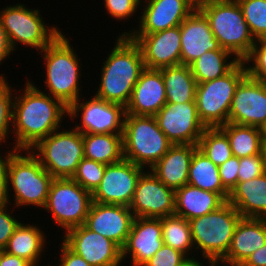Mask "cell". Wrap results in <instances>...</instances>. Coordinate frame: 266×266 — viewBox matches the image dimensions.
I'll return each mask as SVG.
<instances>
[{"mask_svg":"<svg viewBox=\"0 0 266 266\" xmlns=\"http://www.w3.org/2000/svg\"><path fill=\"white\" fill-rule=\"evenodd\" d=\"M26 79L24 89L19 90L21 94L15 91L13 97V150L31 149L53 131L63 128V119L68 116V107Z\"/></svg>","mask_w":266,"mask_h":266,"instance_id":"6da1fadb","label":"cell"},{"mask_svg":"<svg viewBox=\"0 0 266 266\" xmlns=\"http://www.w3.org/2000/svg\"><path fill=\"white\" fill-rule=\"evenodd\" d=\"M114 44L102 63L100 83L93 95L126 107L145 66L139 46L129 36L118 35Z\"/></svg>","mask_w":266,"mask_h":266,"instance_id":"7a4b0ae2","label":"cell"},{"mask_svg":"<svg viewBox=\"0 0 266 266\" xmlns=\"http://www.w3.org/2000/svg\"><path fill=\"white\" fill-rule=\"evenodd\" d=\"M61 32L48 46L39 53L43 56L45 66L46 90L44 93L60 100L70 107L82 94L81 62L74 51L71 40ZM70 40V41H69ZM46 91V92H45ZM48 91V92H47Z\"/></svg>","mask_w":266,"mask_h":266,"instance_id":"3957f363","label":"cell"},{"mask_svg":"<svg viewBox=\"0 0 266 266\" xmlns=\"http://www.w3.org/2000/svg\"><path fill=\"white\" fill-rule=\"evenodd\" d=\"M197 7L207 17L220 47L229 51L238 61H244L256 40L249 30L238 1L198 0Z\"/></svg>","mask_w":266,"mask_h":266,"instance_id":"277c9868","label":"cell"},{"mask_svg":"<svg viewBox=\"0 0 266 266\" xmlns=\"http://www.w3.org/2000/svg\"><path fill=\"white\" fill-rule=\"evenodd\" d=\"M10 149L8 150L7 172L9 203L13 191L12 201L14 202L11 203H15L13 205L17 209L28 205L39 207V209L44 208L54 178L43 168L30 150Z\"/></svg>","mask_w":266,"mask_h":266,"instance_id":"5b68a950","label":"cell"},{"mask_svg":"<svg viewBox=\"0 0 266 266\" xmlns=\"http://www.w3.org/2000/svg\"><path fill=\"white\" fill-rule=\"evenodd\" d=\"M241 218L235 207L226 201L209 214L189 220L194 249L202 252V261H221L227 255Z\"/></svg>","mask_w":266,"mask_h":266,"instance_id":"8992f818","label":"cell"},{"mask_svg":"<svg viewBox=\"0 0 266 266\" xmlns=\"http://www.w3.org/2000/svg\"><path fill=\"white\" fill-rule=\"evenodd\" d=\"M122 142L124 159L146 170L148 167L151 169L173 146L154 116L126 113Z\"/></svg>","mask_w":266,"mask_h":266,"instance_id":"52a82bcc","label":"cell"},{"mask_svg":"<svg viewBox=\"0 0 266 266\" xmlns=\"http://www.w3.org/2000/svg\"><path fill=\"white\" fill-rule=\"evenodd\" d=\"M42 16L40 9L22 3L0 10V25L12 53L18 44L40 52L62 32L56 25L47 26Z\"/></svg>","mask_w":266,"mask_h":266,"instance_id":"ba28073f","label":"cell"},{"mask_svg":"<svg viewBox=\"0 0 266 266\" xmlns=\"http://www.w3.org/2000/svg\"><path fill=\"white\" fill-rule=\"evenodd\" d=\"M30 152L53 178H72L84 158L83 134L61 128L38 141Z\"/></svg>","mask_w":266,"mask_h":266,"instance_id":"9c48e42d","label":"cell"},{"mask_svg":"<svg viewBox=\"0 0 266 266\" xmlns=\"http://www.w3.org/2000/svg\"><path fill=\"white\" fill-rule=\"evenodd\" d=\"M246 76L245 63L239 61L224 76L197 84V113L205 127H220L228 123L232 98L237 86Z\"/></svg>","mask_w":266,"mask_h":266,"instance_id":"30bf717a","label":"cell"},{"mask_svg":"<svg viewBox=\"0 0 266 266\" xmlns=\"http://www.w3.org/2000/svg\"><path fill=\"white\" fill-rule=\"evenodd\" d=\"M92 202V193L72 178H54L43 210L50 212L54 225L66 233L85 224Z\"/></svg>","mask_w":266,"mask_h":266,"instance_id":"8fae6325","label":"cell"},{"mask_svg":"<svg viewBox=\"0 0 266 266\" xmlns=\"http://www.w3.org/2000/svg\"><path fill=\"white\" fill-rule=\"evenodd\" d=\"M79 97L68 108V119L77 117L81 122L74 126L82 134H122L125 107L119 103L91 96L84 101ZM81 114V115H80Z\"/></svg>","mask_w":266,"mask_h":266,"instance_id":"7c38bea8","label":"cell"},{"mask_svg":"<svg viewBox=\"0 0 266 266\" xmlns=\"http://www.w3.org/2000/svg\"><path fill=\"white\" fill-rule=\"evenodd\" d=\"M139 25L123 31L119 36L129 34H153L179 26L196 8L197 0H142ZM139 26V27H138ZM138 27V29H137Z\"/></svg>","mask_w":266,"mask_h":266,"instance_id":"4fadbf2b","label":"cell"},{"mask_svg":"<svg viewBox=\"0 0 266 266\" xmlns=\"http://www.w3.org/2000/svg\"><path fill=\"white\" fill-rule=\"evenodd\" d=\"M154 117L173 145H198L206 128L198 117L196 102L166 103Z\"/></svg>","mask_w":266,"mask_h":266,"instance_id":"5bb4252c","label":"cell"},{"mask_svg":"<svg viewBox=\"0 0 266 266\" xmlns=\"http://www.w3.org/2000/svg\"><path fill=\"white\" fill-rule=\"evenodd\" d=\"M143 171L144 168L124 158L119 162L106 165L102 181L92 193V200L101 204L129 207L137 181Z\"/></svg>","mask_w":266,"mask_h":266,"instance_id":"9a60e30c","label":"cell"},{"mask_svg":"<svg viewBox=\"0 0 266 266\" xmlns=\"http://www.w3.org/2000/svg\"><path fill=\"white\" fill-rule=\"evenodd\" d=\"M129 208L134 217L164 218L174 215L175 191L145 169L137 181Z\"/></svg>","mask_w":266,"mask_h":266,"instance_id":"2e32d148","label":"cell"},{"mask_svg":"<svg viewBox=\"0 0 266 266\" xmlns=\"http://www.w3.org/2000/svg\"><path fill=\"white\" fill-rule=\"evenodd\" d=\"M63 242L91 266H121L122 249L84 224L63 234Z\"/></svg>","mask_w":266,"mask_h":266,"instance_id":"e0dca14e","label":"cell"},{"mask_svg":"<svg viewBox=\"0 0 266 266\" xmlns=\"http://www.w3.org/2000/svg\"><path fill=\"white\" fill-rule=\"evenodd\" d=\"M228 122L257 128L266 123V81L247 75L239 83L232 98Z\"/></svg>","mask_w":266,"mask_h":266,"instance_id":"ac0fdd59","label":"cell"},{"mask_svg":"<svg viewBox=\"0 0 266 266\" xmlns=\"http://www.w3.org/2000/svg\"><path fill=\"white\" fill-rule=\"evenodd\" d=\"M140 48L147 69L181 64L180 25L153 34L128 35Z\"/></svg>","mask_w":266,"mask_h":266,"instance_id":"d6986e66","label":"cell"},{"mask_svg":"<svg viewBox=\"0 0 266 266\" xmlns=\"http://www.w3.org/2000/svg\"><path fill=\"white\" fill-rule=\"evenodd\" d=\"M134 218L133 212L127 206L93 201L84 225L91 231L112 240L122 249Z\"/></svg>","mask_w":266,"mask_h":266,"instance_id":"ffe728a7","label":"cell"},{"mask_svg":"<svg viewBox=\"0 0 266 266\" xmlns=\"http://www.w3.org/2000/svg\"><path fill=\"white\" fill-rule=\"evenodd\" d=\"M163 245L161 218L135 217L122 248V261L128 258L130 266H142Z\"/></svg>","mask_w":266,"mask_h":266,"instance_id":"44dd1931","label":"cell"},{"mask_svg":"<svg viewBox=\"0 0 266 266\" xmlns=\"http://www.w3.org/2000/svg\"><path fill=\"white\" fill-rule=\"evenodd\" d=\"M181 64L190 65L206 51L224 50L211 31L210 23L197 7L180 24Z\"/></svg>","mask_w":266,"mask_h":266,"instance_id":"7402d4cb","label":"cell"},{"mask_svg":"<svg viewBox=\"0 0 266 266\" xmlns=\"http://www.w3.org/2000/svg\"><path fill=\"white\" fill-rule=\"evenodd\" d=\"M166 104V92L162 73L158 69L145 68L132 90L126 114L155 116Z\"/></svg>","mask_w":266,"mask_h":266,"instance_id":"603a6c76","label":"cell"},{"mask_svg":"<svg viewBox=\"0 0 266 266\" xmlns=\"http://www.w3.org/2000/svg\"><path fill=\"white\" fill-rule=\"evenodd\" d=\"M266 243V218L242 217L233 234L227 255L221 262L241 266Z\"/></svg>","mask_w":266,"mask_h":266,"instance_id":"cb8c5ba5","label":"cell"},{"mask_svg":"<svg viewBox=\"0 0 266 266\" xmlns=\"http://www.w3.org/2000/svg\"><path fill=\"white\" fill-rule=\"evenodd\" d=\"M197 148L192 144H175L149 170L165 186L176 191L188 183L192 156Z\"/></svg>","mask_w":266,"mask_h":266,"instance_id":"d4e9b609","label":"cell"},{"mask_svg":"<svg viewBox=\"0 0 266 266\" xmlns=\"http://www.w3.org/2000/svg\"><path fill=\"white\" fill-rule=\"evenodd\" d=\"M227 201L242 217L266 218V172L252 180L237 182Z\"/></svg>","mask_w":266,"mask_h":266,"instance_id":"484cf974","label":"cell"},{"mask_svg":"<svg viewBox=\"0 0 266 266\" xmlns=\"http://www.w3.org/2000/svg\"><path fill=\"white\" fill-rule=\"evenodd\" d=\"M225 202L218 193L186 184L175 191L174 215L189 221L209 214Z\"/></svg>","mask_w":266,"mask_h":266,"instance_id":"4316f807","label":"cell"},{"mask_svg":"<svg viewBox=\"0 0 266 266\" xmlns=\"http://www.w3.org/2000/svg\"><path fill=\"white\" fill-rule=\"evenodd\" d=\"M36 224L21 223L9 238L4 251L8 254L23 258L33 266L41 264L42 253L47 247V236ZM46 245V247H45Z\"/></svg>","mask_w":266,"mask_h":266,"instance_id":"83f0119b","label":"cell"},{"mask_svg":"<svg viewBox=\"0 0 266 266\" xmlns=\"http://www.w3.org/2000/svg\"><path fill=\"white\" fill-rule=\"evenodd\" d=\"M165 85L166 103L195 102L197 82L188 65L159 69Z\"/></svg>","mask_w":266,"mask_h":266,"instance_id":"f1b7e54d","label":"cell"},{"mask_svg":"<svg viewBox=\"0 0 266 266\" xmlns=\"http://www.w3.org/2000/svg\"><path fill=\"white\" fill-rule=\"evenodd\" d=\"M187 184L218 193L225 201L228 200L229 192L222 185L218 166L198 148L192 156Z\"/></svg>","mask_w":266,"mask_h":266,"instance_id":"f546056e","label":"cell"},{"mask_svg":"<svg viewBox=\"0 0 266 266\" xmlns=\"http://www.w3.org/2000/svg\"><path fill=\"white\" fill-rule=\"evenodd\" d=\"M84 157L105 165L121 161L122 134H83Z\"/></svg>","mask_w":266,"mask_h":266,"instance_id":"4dcf8cb0","label":"cell"},{"mask_svg":"<svg viewBox=\"0 0 266 266\" xmlns=\"http://www.w3.org/2000/svg\"><path fill=\"white\" fill-rule=\"evenodd\" d=\"M238 62V59L227 50H210L203 53L189 66L198 84L224 76Z\"/></svg>","mask_w":266,"mask_h":266,"instance_id":"1f68e13d","label":"cell"},{"mask_svg":"<svg viewBox=\"0 0 266 266\" xmlns=\"http://www.w3.org/2000/svg\"><path fill=\"white\" fill-rule=\"evenodd\" d=\"M220 128L228 137L233 156L241 158L262 154L260 128L229 122L220 126Z\"/></svg>","mask_w":266,"mask_h":266,"instance_id":"d6a6232c","label":"cell"},{"mask_svg":"<svg viewBox=\"0 0 266 266\" xmlns=\"http://www.w3.org/2000/svg\"><path fill=\"white\" fill-rule=\"evenodd\" d=\"M161 226L165 245L184 253L189 259H199V255L196 258L195 255L192 256L193 252H196L188 220L176 215L166 216L161 218Z\"/></svg>","mask_w":266,"mask_h":266,"instance_id":"836d02e7","label":"cell"},{"mask_svg":"<svg viewBox=\"0 0 266 266\" xmlns=\"http://www.w3.org/2000/svg\"><path fill=\"white\" fill-rule=\"evenodd\" d=\"M197 146L217 166L233 156L228 137L220 127H206Z\"/></svg>","mask_w":266,"mask_h":266,"instance_id":"e575fe53","label":"cell"},{"mask_svg":"<svg viewBox=\"0 0 266 266\" xmlns=\"http://www.w3.org/2000/svg\"><path fill=\"white\" fill-rule=\"evenodd\" d=\"M237 1L254 39H266V0Z\"/></svg>","mask_w":266,"mask_h":266,"instance_id":"d590c367","label":"cell"},{"mask_svg":"<svg viewBox=\"0 0 266 266\" xmlns=\"http://www.w3.org/2000/svg\"><path fill=\"white\" fill-rule=\"evenodd\" d=\"M6 77H0V145L11 136L14 91ZM9 135V136H8ZM1 148V147H0Z\"/></svg>","mask_w":266,"mask_h":266,"instance_id":"8d00e7d4","label":"cell"},{"mask_svg":"<svg viewBox=\"0 0 266 266\" xmlns=\"http://www.w3.org/2000/svg\"><path fill=\"white\" fill-rule=\"evenodd\" d=\"M105 169V164L84 157L78 164L72 179L82 188L93 193L102 181Z\"/></svg>","mask_w":266,"mask_h":266,"instance_id":"74e56055","label":"cell"},{"mask_svg":"<svg viewBox=\"0 0 266 266\" xmlns=\"http://www.w3.org/2000/svg\"><path fill=\"white\" fill-rule=\"evenodd\" d=\"M244 63L249 77L266 81V39L256 40Z\"/></svg>","mask_w":266,"mask_h":266,"instance_id":"f35d334b","label":"cell"},{"mask_svg":"<svg viewBox=\"0 0 266 266\" xmlns=\"http://www.w3.org/2000/svg\"><path fill=\"white\" fill-rule=\"evenodd\" d=\"M189 260L184 253L164 244L142 266H183Z\"/></svg>","mask_w":266,"mask_h":266,"instance_id":"ab89813d","label":"cell"},{"mask_svg":"<svg viewBox=\"0 0 266 266\" xmlns=\"http://www.w3.org/2000/svg\"><path fill=\"white\" fill-rule=\"evenodd\" d=\"M142 0H104V8L115 20H126L136 12H139V8ZM138 10V11H137Z\"/></svg>","mask_w":266,"mask_h":266,"instance_id":"60d3db41","label":"cell"},{"mask_svg":"<svg viewBox=\"0 0 266 266\" xmlns=\"http://www.w3.org/2000/svg\"><path fill=\"white\" fill-rule=\"evenodd\" d=\"M266 172L262 154L239 158L238 182L252 180Z\"/></svg>","mask_w":266,"mask_h":266,"instance_id":"b9f144b4","label":"cell"},{"mask_svg":"<svg viewBox=\"0 0 266 266\" xmlns=\"http://www.w3.org/2000/svg\"><path fill=\"white\" fill-rule=\"evenodd\" d=\"M9 205L11 206L12 204L7 203L0 206V250L6 248L9 238L21 222L19 218H14L15 216L11 213L15 207H12V210L9 211Z\"/></svg>","mask_w":266,"mask_h":266,"instance_id":"7bdbcfd3","label":"cell"},{"mask_svg":"<svg viewBox=\"0 0 266 266\" xmlns=\"http://www.w3.org/2000/svg\"><path fill=\"white\" fill-rule=\"evenodd\" d=\"M218 169L222 185L230 193L238 182L239 158L236 156L230 157L219 165Z\"/></svg>","mask_w":266,"mask_h":266,"instance_id":"ee69618b","label":"cell"},{"mask_svg":"<svg viewBox=\"0 0 266 266\" xmlns=\"http://www.w3.org/2000/svg\"><path fill=\"white\" fill-rule=\"evenodd\" d=\"M60 247L59 263L56 266H91L85 259L80 255L72 251L63 241Z\"/></svg>","mask_w":266,"mask_h":266,"instance_id":"f6af8a7d","label":"cell"},{"mask_svg":"<svg viewBox=\"0 0 266 266\" xmlns=\"http://www.w3.org/2000/svg\"><path fill=\"white\" fill-rule=\"evenodd\" d=\"M4 153L3 156L0 150V206L9 203L7 184L8 151Z\"/></svg>","mask_w":266,"mask_h":266,"instance_id":"bcb514c9","label":"cell"},{"mask_svg":"<svg viewBox=\"0 0 266 266\" xmlns=\"http://www.w3.org/2000/svg\"><path fill=\"white\" fill-rule=\"evenodd\" d=\"M241 266H266V243L253 252Z\"/></svg>","mask_w":266,"mask_h":266,"instance_id":"7dc6e473","label":"cell"},{"mask_svg":"<svg viewBox=\"0 0 266 266\" xmlns=\"http://www.w3.org/2000/svg\"><path fill=\"white\" fill-rule=\"evenodd\" d=\"M0 265L1 266H33L27 260L8 254L4 250H0Z\"/></svg>","mask_w":266,"mask_h":266,"instance_id":"c3c4849f","label":"cell"},{"mask_svg":"<svg viewBox=\"0 0 266 266\" xmlns=\"http://www.w3.org/2000/svg\"><path fill=\"white\" fill-rule=\"evenodd\" d=\"M11 54L12 51L9 48L7 39L5 38L3 29L0 25V65L3 64V62L8 59ZM4 75L5 74L1 73L0 77H5Z\"/></svg>","mask_w":266,"mask_h":266,"instance_id":"681fc988","label":"cell"},{"mask_svg":"<svg viewBox=\"0 0 266 266\" xmlns=\"http://www.w3.org/2000/svg\"><path fill=\"white\" fill-rule=\"evenodd\" d=\"M200 259H190L185 265L183 266H206L205 264L203 263H206L205 261L204 262H201L199 261Z\"/></svg>","mask_w":266,"mask_h":266,"instance_id":"f907efd6","label":"cell"},{"mask_svg":"<svg viewBox=\"0 0 266 266\" xmlns=\"http://www.w3.org/2000/svg\"><path fill=\"white\" fill-rule=\"evenodd\" d=\"M206 264L208 265V266H237V265H229V264H226V263H223V262H221V261H207L206 262Z\"/></svg>","mask_w":266,"mask_h":266,"instance_id":"816d5d0a","label":"cell"},{"mask_svg":"<svg viewBox=\"0 0 266 266\" xmlns=\"http://www.w3.org/2000/svg\"><path fill=\"white\" fill-rule=\"evenodd\" d=\"M261 153H262L263 159L265 161V166H266V141H262Z\"/></svg>","mask_w":266,"mask_h":266,"instance_id":"f5cc1de1","label":"cell"},{"mask_svg":"<svg viewBox=\"0 0 266 266\" xmlns=\"http://www.w3.org/2000/svg\"><path fill=\"white\" fill-rule=\"evenodd\" d=\"M260 129L262 141H266V123Z\"/></svg>","mask_w":266,"mask_h":266,"instance_id":"db71d44e","label":"cell"}]
</instances>
